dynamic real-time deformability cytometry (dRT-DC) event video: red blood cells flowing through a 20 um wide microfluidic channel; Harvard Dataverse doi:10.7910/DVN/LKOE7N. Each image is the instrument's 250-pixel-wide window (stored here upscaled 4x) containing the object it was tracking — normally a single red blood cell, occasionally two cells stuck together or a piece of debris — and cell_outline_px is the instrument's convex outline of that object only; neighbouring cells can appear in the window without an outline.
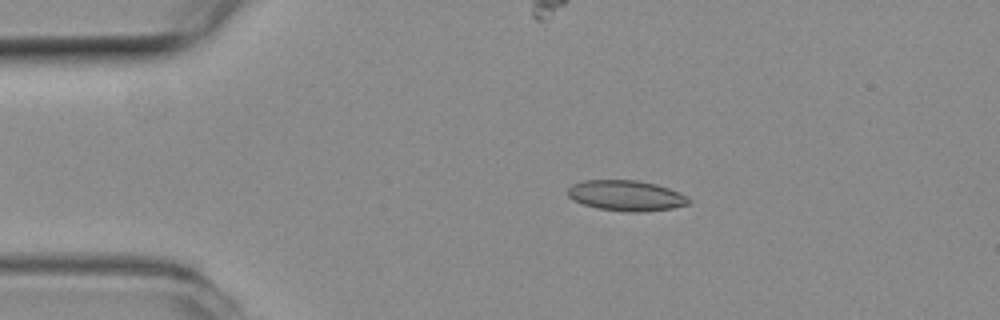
{"species": "common noctule bat (a hibernating species)", "species_latin": "Nyctalus noctula", "temperature_condition": "room temperature", "stored_images_in_passage": 45, "camera_frame_rate_fps": 3000, "um_per_image_px": 0.085, "animal": {"sex": "female", "body_mass_g": 19.3, "forearm_length_mm": 54.1}, "frame": {"image": 1, "passage_image": 1, "time_ms": 0.0, "image_size_px": [1000, 320], "cell_outline_px": [[692, 200], [688, 204], [672, 208], [640, 212], [628, 212], [596, 208], [572, 200], [568, 196], [568, 188], [572, 184], [584, 180], [636, 180], [656, 184], [680, 192], [688, 196]], "centroid_in_image_um": [53.23, 16.62], "position_along_channel_um": 31.8, "area_um2": 21.62}}
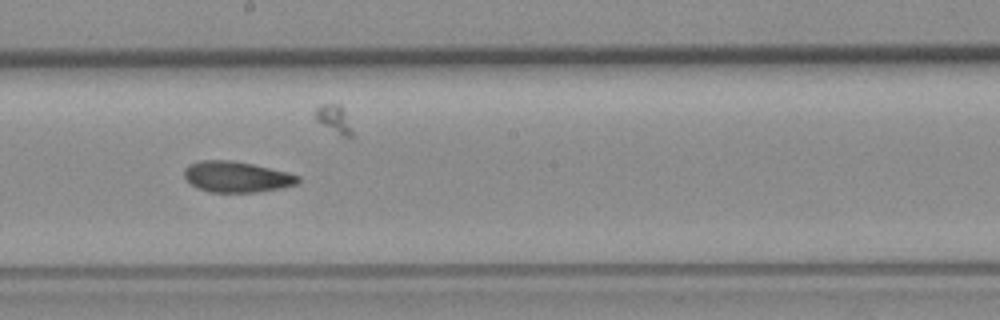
{"frame": {"image": 2, "passage_image": 20, "time_ms": 6.333, "image_size_px": [1000, 320], "cell_outline_px": [[300, 184], [280, 188], [256, 192], [208, 192], [196, 188], [184, 176], [184, 168], [188, 164], [200, 160], [232, 160], [252, 164], [288, 172], [300, 176]], "centroid_in_image_um": [20.12, 15.03], "position_along_channel_um": 228.1, "area_um2": 20.63}}
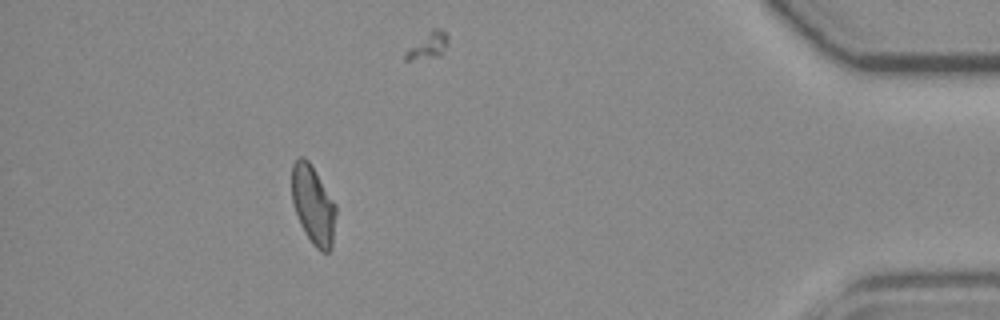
{"frame": {"image": 3, "passage_image": 39, "time_ms": 12.667, "image_size_px": [1000, 320], "cell_outline_px": [[336, 212], [332, 248], [328, 252], [320, 252], [312, 244], [300, 224], [292, 200], [292, 164], [300, 156], [304, 156], [308, 160], [336, 204]], "centroid_in_image_um": [26.63, 17.44], "position_along_channel_um": 408.6, "area_um2": 20.17}, "authors_computed_cell_mechanics": {"area_um2": 20.4612, "velocity_mm_per_s": 3.8047, "shape_relaxation_time_tau1_ms": null, "shape_relaxation_time_tau2_ms": 2.6807, "deformation_change_tau1": null, "deformation_change_tau2": 0.0715}}